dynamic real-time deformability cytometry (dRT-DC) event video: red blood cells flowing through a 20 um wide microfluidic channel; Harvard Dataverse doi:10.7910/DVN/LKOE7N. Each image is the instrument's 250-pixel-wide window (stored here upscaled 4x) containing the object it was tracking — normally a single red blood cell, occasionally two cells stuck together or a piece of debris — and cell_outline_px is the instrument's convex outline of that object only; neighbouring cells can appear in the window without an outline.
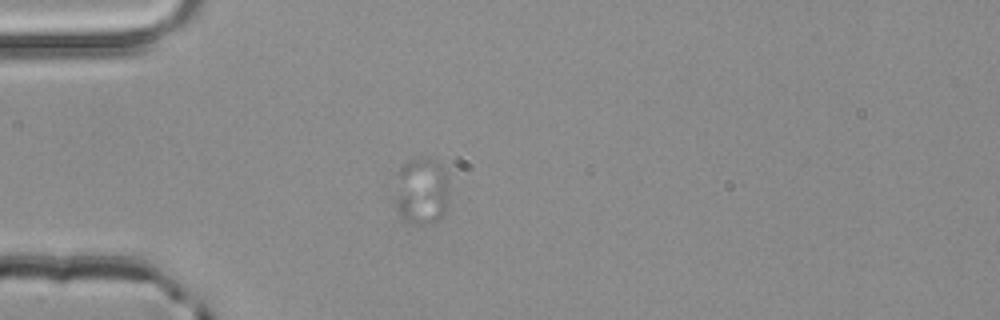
{"species": "common noctule bat (a hibernating species)", "species_latin": "Nyctalus noctula", "temperature_condition": "room temperature", "stored_images_in_passage": 4, "camera_frame_rate_fps": 3000, "um_per_image_px": 0.085, "animal": {"sex": "male", "body_mass_g": 20.4}, "frame": {"image": 1, "passage_image": 4, "time_ms": 1.0, "image_size_px": [1000, 320], "cell_outline_px": [[448, 208], [436, 220], [420, 224], [412, 224], [404, 220], [400, 212], [396, 200], [400, 168], [408, 160], [416, 156], [428, 156], [436, 160], [444, 168], [448, 180]], "centroid_in_image_um": [35.89, 16.18], "position_along_channel_um": 49.1, "area_um2": 21.1}}